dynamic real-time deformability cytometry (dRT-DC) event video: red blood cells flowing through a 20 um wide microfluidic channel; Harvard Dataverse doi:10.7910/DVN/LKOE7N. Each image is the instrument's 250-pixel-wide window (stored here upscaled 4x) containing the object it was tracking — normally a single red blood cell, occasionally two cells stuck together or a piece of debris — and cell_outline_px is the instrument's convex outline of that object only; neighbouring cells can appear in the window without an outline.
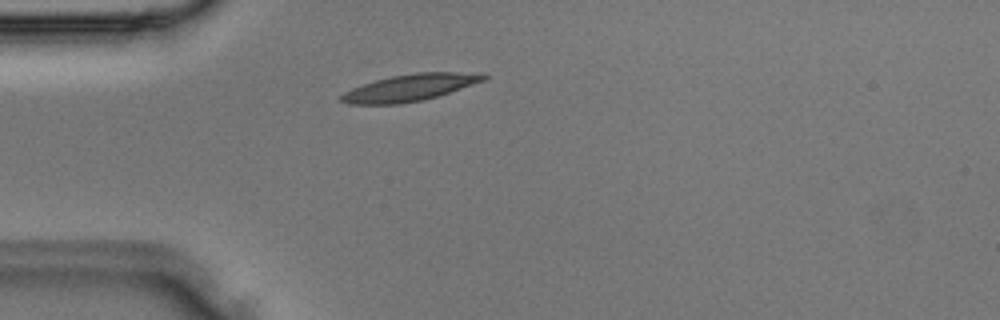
{"species": "Egyptian fruit bat (a non-hibernating species)", "species_latin": "Rousettus aegyptiacus", "temperature_condition": "room temperature", "stored_images_in_passage": 1, "camera_frame_rate_fps": 3000, "um_per_image_px": 0.085, "animal": {"sex": "male"}, "frame": {"image": 1, "passage_image": 1, "time_ms": 0.0, "image_size_px": [1000, 320], "cell_outline_px": [[488, 76], [484, 80], [424, 100], [400, 104], [352, 104], [340, 100], [340, 96], [344, 92], [352, 88], [376, 80], [392, 76], [416, 72], [484, 72]], "centroid_in_image_um": [34.86, 7.44], "position_along_channel_um": 50.1, "area_um2": 22.02}}